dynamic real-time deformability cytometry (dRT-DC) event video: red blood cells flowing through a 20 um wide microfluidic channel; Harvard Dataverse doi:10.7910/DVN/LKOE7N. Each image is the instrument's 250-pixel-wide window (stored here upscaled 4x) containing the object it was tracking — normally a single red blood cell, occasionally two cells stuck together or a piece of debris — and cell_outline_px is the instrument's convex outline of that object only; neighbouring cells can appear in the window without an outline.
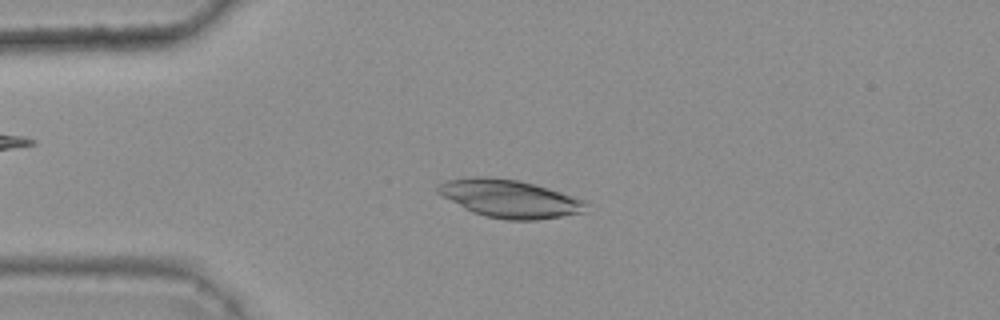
{"species": "common noctule bat (a hibernating species)", "species_latin": "Nyctalus noctula", "temperature_condition": "warm", "stored_images_in_passage": 39, "camera_frame_rate_fps": 3000, "um_per_image_px": 0.085, "animal": {"sex": "female", "body_mass_g": 25.1}, "frame": {"image": 1, "passage_image": 8, "time_ms": 2.333, "image_size_px": [1000, 320], "cell_outline_px": [[588, 204], [584, 212], [536, 220], [508, 220], [484, 216], [472, 212], [440, 196], [436, 192], [436, 188], [444, 180], [472, 176], [488, 176], [520, 180], [536, 184], [584, 200]], "centroid_in_image_um": [43.25, 16.87], "position_along_channel_um": 41.7, "area_um2": 32.95}}
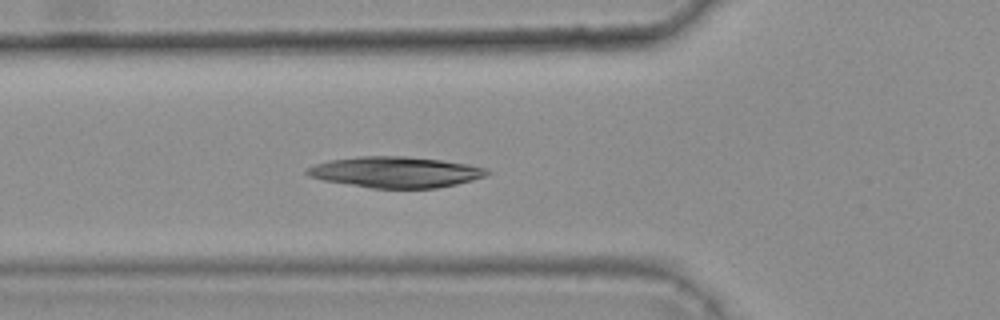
{"frame": {"image": 2, "passage_image": 14, "time_ms": 4.333, "image_size_px": [1000, 320], "cell_outline_px": [[492, 172], [484, 176], [472, 180], [456, 184], [436, 188], [372, 188], [324, 180], [308, 176], [304, 172], [308, 168], [316, 164], [328, 160], [360, 156], [404, 156], [440, 160], [468, 164], [488, 168]], "centroid_in_image_um": [33.63, 14.62], "position_along_channel_um": 92.2, "area_um2": 32.31}}
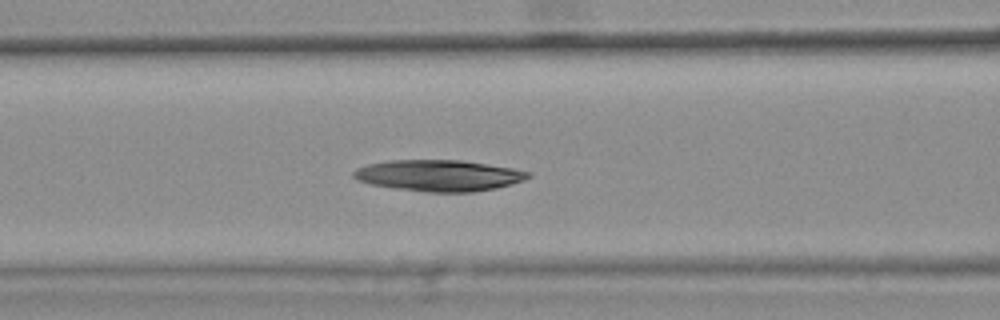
{"frame": {"image": 3, "passage_image": 17, "time_ms": 5.333, "image_size_px": [1000, 320], "cell_outline_px": [[532, 176], [524, 180], [512, 184], [496, 188], [472, 192], [428, 192], [396, 188], [372, 184], [356, 180], [352, 176], [352, 172], [356, 168], [368, 164], [388, 160], [460, 160], [512, 168], [532, 172]], "centroid_in_image_um": [37.3, 14.91], "position_along_channel_um": 129.3, "area_um2": 31.79}}